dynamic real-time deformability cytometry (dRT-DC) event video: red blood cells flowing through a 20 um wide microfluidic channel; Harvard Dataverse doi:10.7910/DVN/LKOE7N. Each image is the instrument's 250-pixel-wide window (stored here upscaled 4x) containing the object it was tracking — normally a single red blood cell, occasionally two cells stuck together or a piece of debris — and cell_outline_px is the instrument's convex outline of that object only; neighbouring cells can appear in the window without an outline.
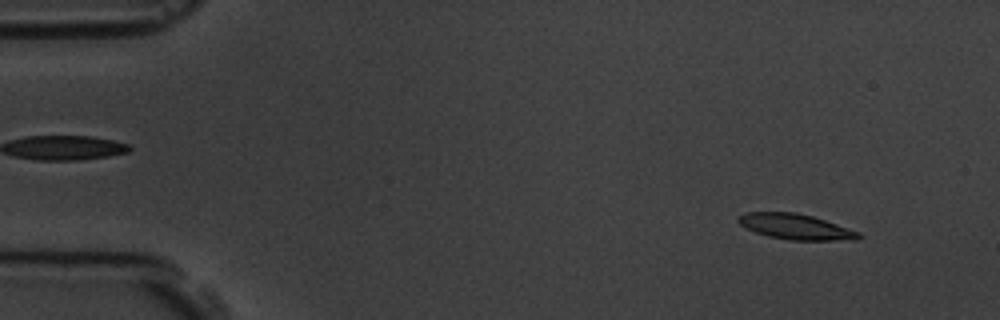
{"species": "common noctule bat (a hibernating species)", "species_latin": "Nyctalus noctula", "temperature_condition": "room temperature", "stored_images_in_passage": 5, "segment_of_instrument_passage": [1, 2], "camera_frame_rate_fps": 3000, "um_per_image_px": 0.085, "animal": {"sex": "male", "body_mass_g": 19.5, "forearm_length_mm": 54.6}, "frame": {"image": 1, "passage_image": 1, "time_ms": 0.0, "image_size_px": [1000, 320], "cell_outline_px": [[864, 236], [856, 240], [788, 240], [768, 236], [756, 232], [740, 224], [736, 220], [744, 212], [796, 212], [812, 216], [860, 232]], "centroid_in_image_um": [67.65, 19.27], "position_along_channel_um": 17.3, "area_um2": 17.8}}
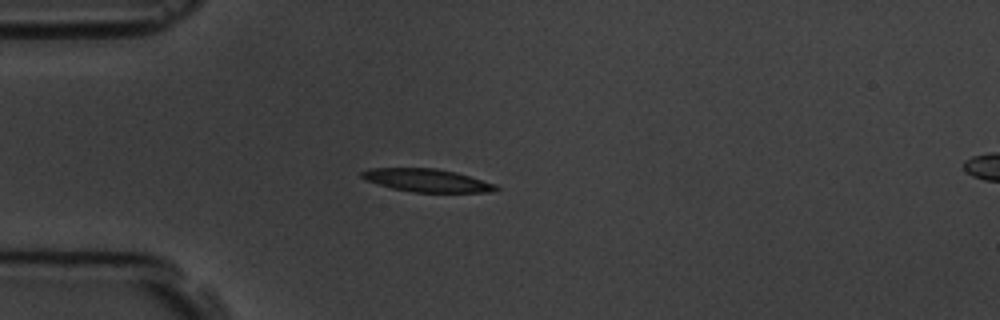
{"frame": {"image": 2, "passage_image": 4, "time_ms": 3.333, "image_size_px": [1000, 320], "cell_outline_px": [[500, 188], [492, 192], [412, 192], [392, 188], [364, 180], [360, 176], [360, 172], [372, 168], [436, 168], [456, 172], [496, 184]], "centroid_in_image_um": [36.28, 15.33], "position_along_channel_um": 48.7, "area_um2": 17.98}}